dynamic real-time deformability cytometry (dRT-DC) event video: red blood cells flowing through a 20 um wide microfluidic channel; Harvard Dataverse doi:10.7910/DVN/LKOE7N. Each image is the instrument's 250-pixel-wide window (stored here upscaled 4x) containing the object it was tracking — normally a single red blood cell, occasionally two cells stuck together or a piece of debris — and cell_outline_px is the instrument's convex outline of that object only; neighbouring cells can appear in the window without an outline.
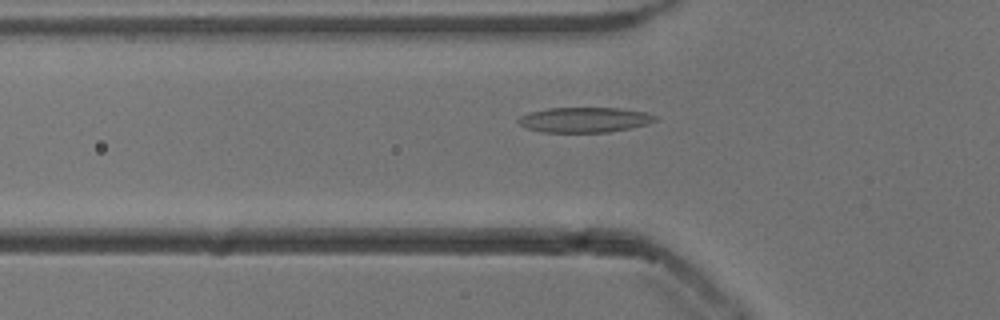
{"species": "common noctule bat (a hibernating species)", "species_latin": "Nyctalus noctula", "temperature_condition": "cold", "stored_images_in_passage": 46, "camera_frame_rate_fps": 3000, "um_per_image_px": 0.085, "animal": {"sex": "male", "body_mass_g": 13.3}, "frame": {"image": 1, "passage_image": 18, "time_ms": 5.667, "image_size_px": [1000, 320], "cell_outline_px": [[656, 120], [648, 124], [632, 128], [608, 132], [540, 132], [524, 128], [516, 120], [520, 116], [528, 112], [548, 108], [620, 108], [648, 112], [656, 116]], "centroid_in_image_um": [49.67, 10.18], "position_along_channel_um": 76.1, "area_um2": 20.29}}
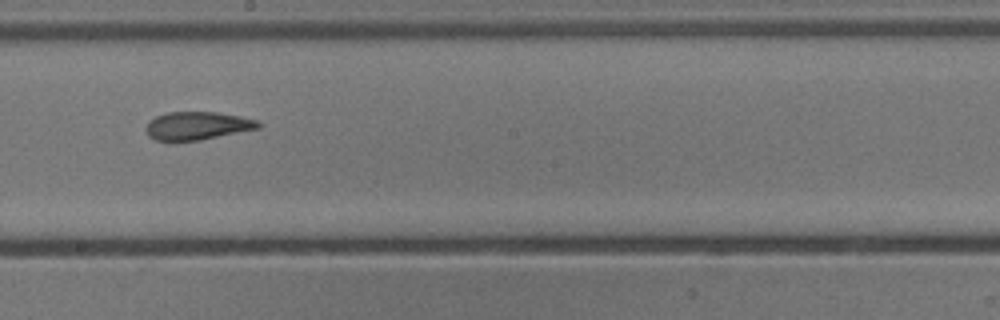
{"frame": {"image": 2, "passage_image": 30, "time_ms": 9.667, "image_size_px": [1000, 320], "cell_outline_px": [[260, 128], [200, 140], [156, 140], [148, 136], [144, 128], [148, 120], [156, 116], [168, 112], [216, 112], [240, 116], [256, 120], [260, 124]], "centroid_in_image_um": [16.73, 10.68], "position_along_channel_um": 231.5, "area_um2": 18.32}}
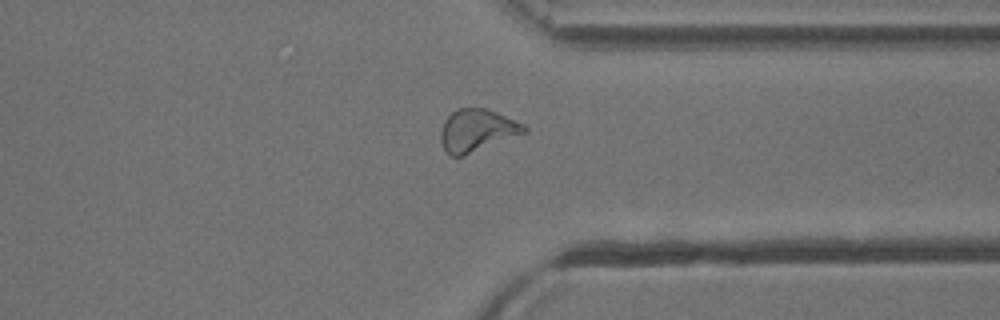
{"frame": {"image": 3, "passage_image": 41, "time_ms": 13.333, "image_size_px": [1000, 320], "cell_outline_px": [[528, 132], [464, 156], [452, 156], [444, 148], [440, 140], [440, 132], [444, 120], [456, 108], [484, 108], [496, 112], [524, 124], [528, 128]], "centroid_in_image_um": [40.55, 11.08], "position_along_channel_um": 370.9, "area_um2": 20.63}, "authors_computed_cell_mechanics": {"area_um2": 19.652, "velocity_mm_per_s": 3.861, "shape_relaxation_time_tau1_ms": 5.7649, "shape_relaxation_time_tau2_ms": 2.3387, "deformation_change_tau1": 0.175, "deformation_change_tau2": 0.1079}}